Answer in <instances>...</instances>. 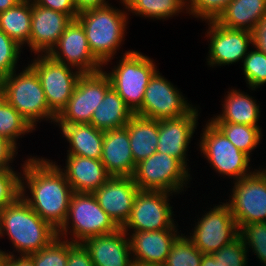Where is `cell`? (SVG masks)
<instances>
[{
  "instance_id": "cell-1",
  "label": "cell",
  "mask_w": 266,
  "mask_h": 266,
  "mask_svg": "<svg viewBox=\"0 0 266 266\" xmlns=\"http://www.w3.org/2000/svg\"><path fill=\"white\" fill-rule=\"evenodd\" d=\"M55 162L28 157L21 169L20 197L58 231L67 218L73 189Z\"/></svg>"
},
{
  "instance_id": "cell-2",
  "label": "cell",
  "mask_w": 266,
  "mask_h": 266,
  "mask_svg": "<svg viewBox=\"0 0 266 266\" xmlns=\"http://www.w3.org/2000/svg\"><path fill=\"white\" fill-rule=\"evenodd\" d=\"M7 235L14 247L4 255H29L48 246L57 230L44 221L20 196L0 210V238Z\"/></svg>"
},
{
  "instance_id": "cell-3",
  "label": "cell",
  "mask_w": 266,
  "mask_h": 266,
  "mask_svg": "<svg viewBox=\"0 0 266 266\" xmlns=\"http://www.w3.org/2000/svg\"><path fill=\"white\" fill-rule=\"evenodd\" d=\"M128 13L106 5L78 13L76 20L83 26L89 48L104 65H108L125 40Z\"/></svg>"
},
{
  "instance_id": "cell-4",
  "label": "cell",
  "mask_w": 266,
  "mask_h": 266,
  "mask_svg": "<svg viewBox=\"0 0 266 266\" xmlns=\"http://www.w3.org/2000/svg\"><path fill=\"white\" fill-rule=\"evenodd\" d=\"M0 80V94L35 129L42 120L55 124L56 116L50 111L44 90L36 72L28 65ZM37 122V123H36Z\"/></svg>"
},
{
  "instance_id": "cell-5",
  "label": "cell",
  "mask_w": 266,
  "mask_h": 266,
  "mask_svg": "<svg viewBox=\"0 0 266 266\" xmlns=\"http://www.w3.org/2000/svg\"><path fill=\"white\" fill-rule=\"evenodd\" d=\"M119 229L120 227L98 204L93 193L73 192L67 218L57 231V235L73 243H82L87 238L110 234ZM69 234L73 237L67 239L66 236Z\"/></svg>"
},
{
  "instance_id": "cell-6",
  "label": "cell",
  "mask_w": 266,
  "mask_h": 266,
  "mask_svg": "<svg viewBox=\"0 0 266 266\" xmlns=\"http://www.w3.org/2000/svg\"><path fill=\"white\" fill-rule=\"evenodd\" d=\"M120 58L117 66L106 74L112 88L135 114L141 108L146 87L158 69L150 57L135 50L125 51Z\"/></svg>"
},
{
  "instance_id": "cell-7",
  "label": "cell",
  "mask_w": 266,
  "mask_h": 266,
  "mask_svg": "<svg viewBox=\"0 0 266 266\" xmlns=\"http://www.w3.org/2000/svg\"><path fill=\"white\" fill-rule=\"evenodd\" d=\"M132 178L139 190L179 194L192 177L179 159L156 151L136 164Z\"/></svg>"
},
{
  "instance_id": "cell-8",
  "label": "cell",
  "mask_w": 266,
  "mask_h": 266,
  "mask_svg": "<svg viewBox=\"0 0 266 266\" xmlns=\"http://www.w3.org/2000/svg\"><path fill=\"white\" fill-rule=\"evenodd\" d=\"M203 127L198 148L219 176L237 181L254 172L249 167L251 158L236 148L210 120Z\"/></svg>"
},
{
  "instance_id": "cell-9",
  "label": "cell",
  "mask_w": 266,
  "mask_h": 266,
  "mask_svg": "<svg viewBox=\"0 0 266 266\" xmlns=\"http://www.w3.org/2000/svg\"><path fill=\"white\" fill-rule=\"evenodd\" d=\"M36 57L27 65L36 72L49 109L57 117L71 98L82 73L47 54H37Z\"/></svg>"
},
{
  "instance_id": "cell-10",
  "label": "cell",
  "mask_w": 266,
  "mask_h": 266,
  "mask_svg": "<svg viewBox=\"0 0 266 266\" xmlns=\"http://www.w3.org/2000/svg\"><path fill=\"white\" fill-rule=\"evenodd\" d=\"M255 170L234 186L225 202L236 220L239 230L248 223L266 222V166Z\"/></svg>"
},
{
  "instance_id": "cell-11",
  "label": "cell",
  "mask_w": 266,
  "mask_h": 266,
  "mask_svg": "<svg viewBox=\"0 0 266 266\" xmlns=\"http://www.w3.org/2000/svg\"><path fill=\"white\" fill-rule=\"evenodd\" d=\"M111 87L110 78L103 69L82 74L55 124H89L93 112Z\"/></svg>"
},
{
  "instance_id": "cell-12",
  "label": "cell",
  "mask_w": 266,
  "mask_h": 266,
  "mask_svg": "<svg viewBox=\"0 0 266 266\" xmlns=\"http://www.w3.org/2000/svg\"><path fill=\"white\" fill-rule=\"evenodd\" d=\"M172 193L163 191H142L136 194L132 212L121 229L128 233L136 231H158L178 228L170 205ZM132 229V230H131Z\"/></svg>"
},
{
  "instance_id": "cell-13",
  "label": "cell",
  "mask_w": 266,
  "mask_h": 266,
  "mask_svg": "<svg viewBox=\"0 0 266 266\" xmlns=\"http://www.w3.org/2000/svg\"><path fill=\"white\" fill-rule=\"evenodd\" d=\"M197 221L188 238L203 254L219 251L240 234L237 222L224 202L210 208Z\"/></svg>"
},
{
  "instance_id": "cell-14",
  "label": "cell",
  "mask_w": 266,
  "mask_h": 266,
  "mask_svg": "<svg viewBox=\"0 0 266 266\" xmlns=\"http://www.w3.org/2000/svg\"><path fill=\"white\" fill-rule=\"evenodd\" d=\"M159 69L151 77L143 97L141 108L135 115L154 119H173L186 115L194 106L185 100L170 81L159 73Z\"/></svg>"
},
{
  "instance_id": "cell-15",
  "label": "cell",
  "mask_w": 266,
  "mask_h": 266,
  "mask_svg": "<svg viewBox=\"0 0 266 266\" xmlns=\"http://www.w3.org/2000/svg\"><path fill=\"white\" fill-rule=\"evenodd\" d=\"M47 55L57 62L77 69L82 74L104 69L103 64L91 52L83 26L76 19L66 27Z\"/></svg>"
},
{
  "instance_id": "cell-16",
  "label": "cell",
  "mask_w": 266,
  "mask_h": 266,
  "mask_svg": "<svg viewBox=\"0 0 266 266\" xmlns=\"http://www.w3.org/2000/svg\"><path fill=\"white\" fill-rule=\"evenodd\" d=\"M207 38L210 39L207 64L210 67L231 65L243 61L253 45V32L228 29L216 21H207Z\"/></svg>"
},
{
  "instance_id": "cell-17",
  "label": "cell",
  "mask_w": 266,
  "mask_h": 266,
  "mask_svg": "<svg viewBox=\"0 0 266 266\" xmlns=\"http://www.w3.org/2000/svg\"><path fill=\"white\" fill-rule=\"evenodd\" d=\"M198 112L196 106L186 115L158 120L157 151L179 159L187 168L186 153L191 138L198 125Z\"/></svg>"
},
{
  "instance_id": "cell-18",
  "label": "cell",
  "mask_w": 266,
  "mask_h": 266,
  "mask_svg": "<svg viewBox=\"0 0 266 266\" xmlns=\"http://www.w3.org/2000/svg\"><path fill=\"white\" fill-rule=\"evenodd\" d=\"M73 19L53 9L31 1V36L28 47L31 53L48 54Z\"/></svg>"
},
{
  "instance_id": "cell-19",
  "label": "cell",
  "mask_w": 266,
  "mask_h": 266,
  "mask_svg": "<svg viewBox=\"0 0 266 266\" xmlns=\"http://www.w3.org/2000/svg\"><path fill=\"white\" fill-rule=\"evenodd\" d=\"M138 191L132 177L111 176L93 195L101 208L121 228L132 212Z\"/></svg>"
},
{
  "instance_id": "cell-20",
  "label": "cell",
  "mask_w": 266,
  "mask_h": 266,
  "mask_svg": "<svg viewBox=\"0 0 266 266\" xmlns=\"http://www.w3.org/2000/svg\"><path fill=\"white\" fill-rule=\"evenodd\" d=\"M178 228L126 233L133 261L163 265L172 245L180 236ZM130 235V236H129Z\"/></svg>"
},
{
  "instance_id": "cell-21",
  "label": "cell",
  "mask_w": 266,
  "mask_h": 266,
  "mask_svg": "<svg viewBox=\"0 0 266 266\" xmlns=\"http://www.w3.org/2000/svg\"><path fill=\"white\" fill-rule=\"evenodd\" d=\"M128 235L119 230L87 238L82 242L94 266H131L133 259Z\"/></svg>"
},
{
  "instance_id": "cell-22",
  "label": "cell",
  "mask_w": 266,
  "mask_h": 266,
  "mask_svg": "<svg viewBox=\"0 0 266 266\" xmlns=\"http://www.w3.org/2000/svg\"><path fill=\"white\" fill-rule=\"evenodd\" d=\"M101 162L111 176H133L136 164L126 126L104 131Z\"/></svg>"
},
{
  "instance_id": "cell-23",
  "label": "cell",
  "mask_w": 266,
  "mask_h": 266,
  "mask_svg": "<svg viewBox=\"0 0 266 266\" xmlns=\"http://www.w3.org/2000/svg\"><path fill=\"white\" fill-rule=\"evenodd\" d=\"M57 166L65 174L73 192L93 193L111 177L101 160L97 159L67 154L65 168Z\"/></svg>"
},
{
  "instance_id": "cell-24",
  "label": "cell",
  "mask_w": 266,
  "mask_h": 266,
  "mask_svg": "<svg viewBox=\"0 0 266 266\" xmlns=\"http://www.w3.org/2000/svg\"><path fill=\"white\" fill-rule=\"evenodd\" d=\"M69 143L67 154L101 160L104 131L91 124H55Z\"/></svg>"
},
{
  "instance_id": "cell-25",
  "label": "cell",
  "mask_w": 266,
  "mask_h": 266,
  "mask_svg": "<svg viewBox=\"0 0 266 266\" xmlns=\"http://www.w3.org/2000/svg\"><path fill=\"white\" fill-rule=\"evenodd\" d=\"M227 92L228 94L224 96V102H222V112L209 120L260 127L257 122L260 118L261 108L256 99L254 100V97L239 89L232 88Z\"/></svg>"
},
{
  "instance_id": "cell-26",
  "label": "cell",
  "mask_w": 266,
  "mask_h": 266,
  "mask_svg": "<svg viewBox=\"0 0 266 266\" xmlns=\"http://www.w3.org/2000/svg\"><path fill=\"white\" fill-rule=\"evenodd\" d=\"M266 15V0H232L216 22L228 29L253 32Z\"/></svg>"
},
{
  "instance_id": "cell-27",
  "label": "cell",
  "mask_w": 266,
  "mask_h": 266,
  "mask_svg": "<svg viewBox=\"0 0 266 266\" xmlns=\"http://www.w3.org/2000/svg\"><path fill=\"white\" fill-rule=\"evenodd\" d=\"M126 128L135 164L145 160L157 151L158 120L134 114Z\"/></svg>"
},
{
  "instance_id": "cell-28",
  "label": "cell",
  "mask_w": 266,
  "mask_h": 266,
  "mask_svg": "<svg viewBox=\"0 0 266 266\" xmlns=\"http://www.w3.org/2000/svg\"><path fill=\"white\" fill-rule=\"evenodd\" d=\"M133 115L124 100L111 87L99 107L93 112L89 124L103 131L122 128L127 125Z\"/></svg>"
},
{
  "instance_id": "cell-29",
  "label": "cell",
  "mask_w": 266,
  "mask_h": 266,
  "mask_svg": "<svg viewBox=\"0 0 266 266\" xmlns=\"http://www.w3.org/2000/svg\"><path fill=\"white\" fill-rule=\"evenodd\" d=\"M0 30L21 47L29 45L31 36V1H20L16 6L0 12Z\"/></svg>"
},
{
  "instance_id": "cell-30",
  "label": "cell",
  "mask_w": 266,
  "mask_h": 266,
  "mask_svg": "<svg viewBox=\"0 0 266 266\" xmlns=\"http://www.w3.org/2000/svg\"><path fill=\"white\" fill-rule=\"evenodd\" d=\"M128 12L140 17L167 20L187 11L186 0H120ZM179 13V14H178Z\"/></svg>"
},
{
  "instance_id": "cell-31",
  "label": "cell",
  "mask_w": 266,
  "mask_h": 266,
  "mask_svg": "<svg viewBox=\"0 0 266 266\" xmlns=\"http://www.w3.org/2000/svg\"><path fill=\"white\" fill-rule=\"evenodd\" d=\"M233 145L251 158L262 139V128L229 122H212Z\"/></svg>"
},
{
  "instance_id": "cell-32",
  "label": "cell",
  "mask_w": 266,
  "mask_h": 266,
  "mask_svg": "<svg viewBox=\"0 0 266 266\" xmlns=\"http://www.w3.org/2000/svg\"><path fill=\"white\" fill-rule=\"evenodd\" d=\"M34 129L28 121L0 94V136L10 141L17 149V139Z\"/></svg>"
},
{
  "instance_id": "cell-33",
  "label": "cell",
  "mask_w": 266,
  "mask_h": 266,
  "mask_svg": "<svg viewBox=\"0 0 266 266\" xmlns=\"http://www.w3.org/2000/svg\"><path fill=\"white\" fill-rule=\"evenodd\" d=\"M202 257L203 253L182 233L172 245L163 266H200Z\"/></svg>"
},
{
  "instance_id": "cell-34",
  "label": "cell",
  "mask_w": 266,
  "mask_h": 266,
  "mask_svg": "<svg viewBox=\"0 0 266 266\" xmlns=\"http://www.w3.org/2000/svg\"><path fill=\"white\" fill-rule=\"evenodd\" d=\"M69 240L56 237L48 246L29 254L35 266H66Z\"/></svg>"
},
{
  "instance_id": "cell-35",
  "label": "cell",
  "mask_w": 266,
  "mask_h": 266,
  "mask_svg": "<svg viewBox=\"0 0 266 266\" xmlns=\"http://www.w3.org/2000/svg\"><path fill=\"white\" fill-rule=\"evenodd\" d=\"M243 74L246 84L251 90H256L266 83V54L257 48L250 50L243 58Z\"/></svg>"
},
{
  "instance_id": "cell-36",
  "label": "cell",
  "mask_w": 266,
  "mask_h": 266,
  "mask_svg": "<svg viewBox=\"0 0 266 266\" xmlns=\"http://www.w3.org/2000/svg\"><path fill=\"white\" fill-rule=\"evenodd\" d=\"M239 233L247 252L251 249L261 265L266 266V222L245 224Z\"/></svg>"
},
{
  "instance_id": "cell-37",
  "label": "cell",
  "mask_w": 266,
  "mask_h": 266,
  "mask_svg": "<svg viewBox=\"0 0 266 266\" xmlns=\"http://www.w3.org/2000/svg\"><path fill=\"white\" fill-rule=\"evenodd\" d=\"M23 47L0 30V80L10 75L18 67Z\"/></svg>"
},
{
  "instance_id": "cell-38",
  "label": "cell",
  "mask_w": 266,
  "mask_h": 266,
  "mask_svg": "<svg viewBox=\"0 0 266 266\" xmlns=\"http://www.w3.org/2000/svg\"><path fill=\"white\" fill-rule=\"evenodd\" d=\"M248 252L239 235L232 242L223 246L219 251L212 253L219 266H247Z\"/></svg>"
},
{
  "instance_id": "cell-39",
  "label": "cell",
  "mask_w": 266,
  "mask_h": 266,
  "mask_svg": "<svg viewBox=\"0 0 266 266\" xmlns=\"http://www.w3.org/2000/svg\"><path fill=\"white\" fill-rule=\"evenodd\" d=\"M232 0H187V12L202 21H216Z\"/></svg>"
},
{
  "instance_id": "cell-40",
  "label": "cell",
  "mask_w": 266,
  "mask_h": 266,
  "mask_svg": "<svg viewBox=\"0 0 266 266\" xmlns=\"http://www.w3.org/2000/svg\"><path fill=\"white\" fill-rule=\"evenodd\" d=\"M13 169H0V210L20 196L21 172Z\"/></svg>"
},
{
  "instance_id": "cell-41",
  "label": "cell",
  "mask_w": 266,
  "mask_h": 266,
  "mask_svg": "<svg viewBox=\"0 0 266 266\" xmlns=\"http://www.w3.org/2000/svg\"><path fill=\"white\" fill-rule=\"evenodd\" d=\"M66 266H94L90 254L82 243L69 241V253Z\"/></svg>"
},
{
  "instance_id": "cell-42",
  "label": "cell",
  "mask_w": 266,
  "mask_h": 266,
  "mask_svg": "<svg viewBox=\"0 0 266 266\" xmlns=\"http://www.w3.org/2000/svg\"><path fill=\"white\" fill-rule=\"evenodd\" d=\"M35 4L42 7L53 9L54 11L67 14L73 20L77 18L78 11L74 5L73 0H34Z\"/></svg>"
},
{
  "instance_id": "cell-43",
  "label": "cell",
  "mask_w": 266,
  "mask_h": 266,
  "mask_svg": "<svg viewBox=\"0 0 266 266\" xmlns=\"http://www.w3.org/2000/svg\"><path fill=\"white\" fill-rule=\"evenodd\" d=\"M17 150L10 141L0 136V169L13 168L10 163L13 162L18 154Z\"/></svg>"
},
{
  "instance_id": "cell-44",
  "label": "cell",
  "mask_w": 266,
  "mask_h": 266,
  "mask_svg": "<svg viewBox=\"0 0 266 266\" xmlns=\"http://www.w3.org/2000/svg\"><path fill=\"white\" fill-rule=\"evenodd\" d=\"M253 46L266 54V15L253 31Z\"/></svg>"
},
{
  "instance_id": "cell-45",
  "label": "cell",
  "mask_w": 266,
  "mask_h": 266,
  "mask_svg": "<svg viewBox=\"0 0 266 266\" xmlns=\"http://www.w3.org/2000/svg\"><path fill=\"white\" fill-rule=\"evenodd\" d=\"M0 266H35L29 255H4Z\"/></svg>"
},
{
  "instance_id": "cell-46",
  "label": "cell",
  "mask_w": 266,
  "mask_h": 266,
  "mask_svg": "<svg viewBox=\"0 0 266 266\" xmlns=\"http://www.w3.org/2000/svg\"><path fill=\"white\" fill-rule=\"evenodd\" d=\"M73 2L78 13L84 10L110 5L106 0H73Z\"/></svg>"
},
{
  "instance_id": "cell-47",
  "label": "cell",
  "mask_w": 266,
  "mask_h": 266,
  "mask_svg": "<svg viewBox=\"0 0 266 266\" xmlns=\"http://www.w3.org/2000/svg\"><path fill=\"white\" fill-rule=\"evenodd\" d=\"M200 266H219V262L212 254H203Z\"/></svg>"
},
{
  "instance_id": "cell-48",
  "label": "cell",
  "mask_w": 266,
  "mask_h": 266,
  "mask_svg": "<svg viewBox=\"0 0 266 266\" xmlns=\"http://www.w3.org/2000/svg\"><path fill=\"white\" fill-rule=\"evenodd\" d=\"M22 0H0V12L16 6Z\"/></svg>"
},
{
  "instance_id": "cell-49",
  "label": "cell",
  "mask_w": 266,
  "mask_h": 266,
  "mask_svg": "<svg viewBox=\"0 0 266 266\" xmlns=\"http://www.w3.org/2000/svg\"><path fill=\"white\" fill-rule=\"evenodd\" d=\"M131 266H163V265H160V264H150V263H142V262L133 261Z\"/></svg>"
},
{
  "instance_id": "cell-50",
  "label": "cell",
  "mask_w": 266,
  "mask_h": 266,
  "mask_svg": "<svg viewBox=\"0 0 266 266\" xmlns=\"http://www.w3.org/2000/svg\"><path fill=\"white\" fill-rule=\"evenodd\" d=\"M3 256H4L3 252L0 251V262H1Z\"/></svg>"
}]
</instances>
